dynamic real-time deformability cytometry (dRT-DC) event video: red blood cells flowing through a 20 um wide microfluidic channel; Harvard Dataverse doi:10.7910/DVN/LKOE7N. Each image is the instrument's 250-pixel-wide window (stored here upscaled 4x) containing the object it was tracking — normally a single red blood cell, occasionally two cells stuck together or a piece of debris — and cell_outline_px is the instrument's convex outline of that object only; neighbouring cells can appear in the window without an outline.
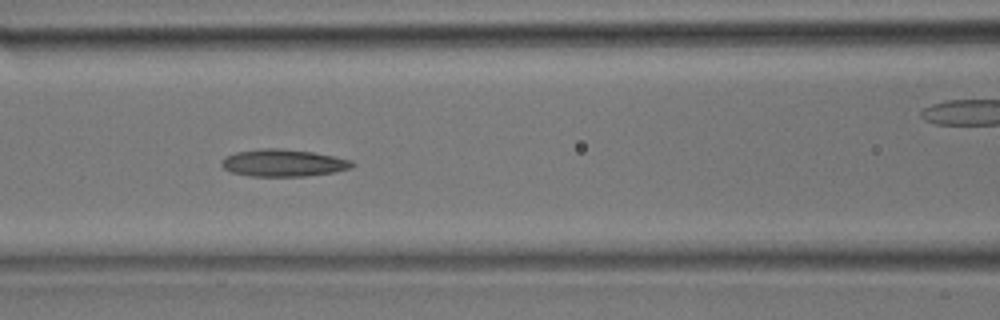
{"species": "common noctule bat (a hibernating species)", "species_latin": "Nyctalus noctula", "temperature_condition": "room temperature", "stored_images_in_passage": 22, "camera_frame_rate_fps": 3000, "um_per_image_px": 0.085, "animal": {"sex": "male", "body_mass_g": 17.9}, "frame": {"image": 1, "passage_image": 7, "time_ms": 2.0, "image_size_px": [1000, 320], "cell_outline_px": [[356, 164], [352, 168], [332, 172], [308, 176], [252, 176], [232, 172], [224, 168], [220, 164], [220, 160], [224, 156], [236, 152], [260, 148], [280, 148], [312, 152], [352, 160]], "centroid_in_image_um": [24.06, 13.84], "position_along_channel_um": 142.5, "area_um2": 20.75}}
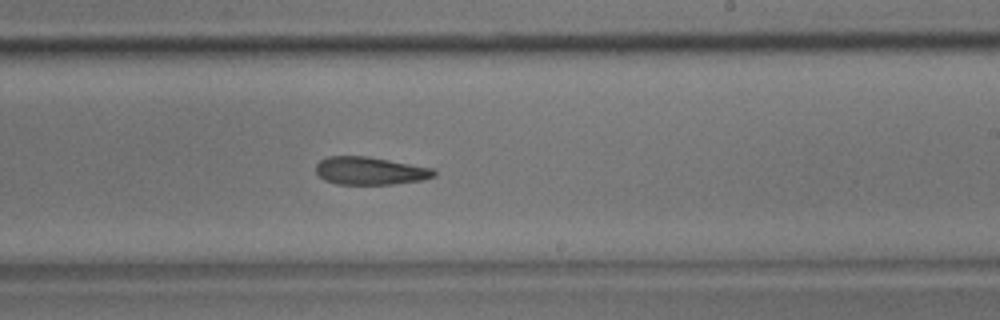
{"frame": {"image": 2, "passage_image": 13, "time_ms": 4.0, "image_size_px": [1000, 320], "cell_outline_px": [[436, 176], [420, 180], [392, 184], [336, 184], [324, 180], [316, 172], [316, 164], [320, 160], [328, 156], [368, 156], [432, 168], [436, 172]], "centroid_in_image_um": [31.43, 14.51], "position_along_channel_um": 257.6, "area_um2": 19.07}}